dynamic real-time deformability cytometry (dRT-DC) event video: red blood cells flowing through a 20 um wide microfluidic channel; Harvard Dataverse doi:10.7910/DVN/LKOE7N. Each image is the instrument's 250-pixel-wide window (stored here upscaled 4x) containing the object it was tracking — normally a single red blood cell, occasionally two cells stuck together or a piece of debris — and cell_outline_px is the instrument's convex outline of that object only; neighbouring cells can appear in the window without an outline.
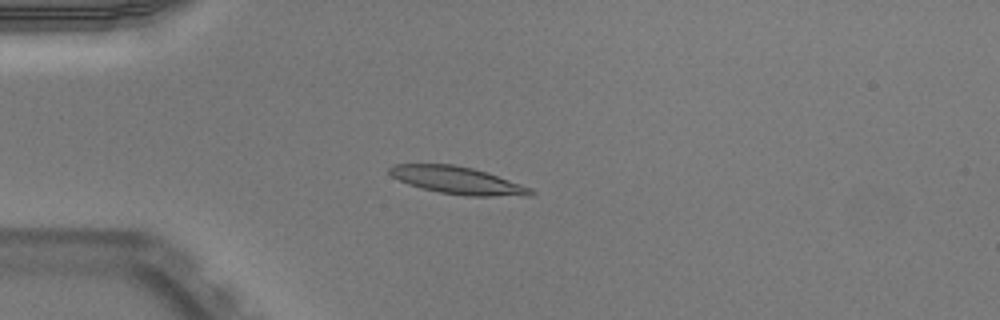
{"species": "Egyptian fruit bat (a non-hibernating species)", "species_latin": "Rousettus aegyptiacus", "temperature_condition": "warm", "stored_images_in_passage": 45, "camera_frame_rate_fps": 3000, "um_per_image_px": 0.085, "animal": {"sex": "male"}, "frame": {"image": 1, "passage_image": 7, "time_ms": 2.0, "image_size_px": [1000, 320], "cell_outline_px": [[536, 192], [532, 196], [464, 196], [440, 192], [420, 188], [408, 184], [392, 176], [388, 172], [388, 168], [392, 164], [452, 164], [472, 168], [532, 188]], "centroid_in_image_um": [38.88, 15.34], "position_along_channel_um": 46.1, "area_um2": 22.43}}
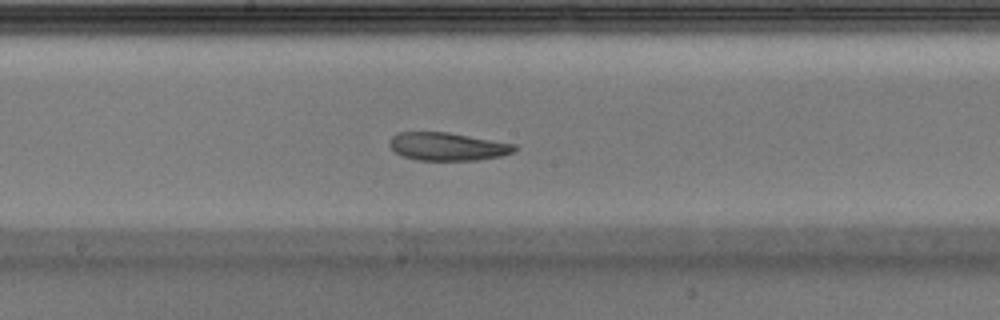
{"frame": {"image": 2, "passage_image": 21, "time_ms": 6.667, "image_size_px": [1000, 320], "cell_outline_px": [[516, 148], [512, 152], [500, 156], [476, 160], [416, 160], [404, 156], [396, 152], [388, 144], [388, 140], [392, 136], [400, 132], [448, 132], [516, 144]], "centroid_in_image_um": [38.01, 12.45], "position_along_channel_um": 210.2, "area_um2": 20.29}}
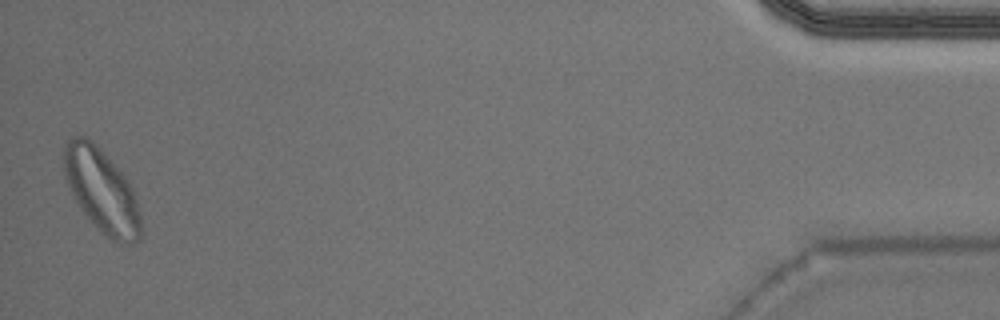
{"frame": {"image": 3, "passage_image": 44, "time_ms": 14.333, "image_size_px": [1000, 320], "cell_outline_px": [[140, 240], [132, 244], [120, 244], [104, 236], [84, 212], [76, 200], [68, 184], [64, 172], [64, 144], [72, 136], [84, 136], [92, 140], [124, 176], [132, 188], [136, 200], [140, 216]], "centroid_in_image_um": [8.64, 16.22], "position_along_channel_um": 426.6, "area_um2": 36.88}, "authors_computed_cell_mechanics": {"area_um2": 22.0796, "velocity_mm_per_s": 3.9316, "shape_relaxation_time_tau1_ms": 6.245, "shape_relaxation_time_tau2_ms": 7.1339, "deformation_change_tau1": 0.2131, "deformation_change_tau2": 0.1044}}